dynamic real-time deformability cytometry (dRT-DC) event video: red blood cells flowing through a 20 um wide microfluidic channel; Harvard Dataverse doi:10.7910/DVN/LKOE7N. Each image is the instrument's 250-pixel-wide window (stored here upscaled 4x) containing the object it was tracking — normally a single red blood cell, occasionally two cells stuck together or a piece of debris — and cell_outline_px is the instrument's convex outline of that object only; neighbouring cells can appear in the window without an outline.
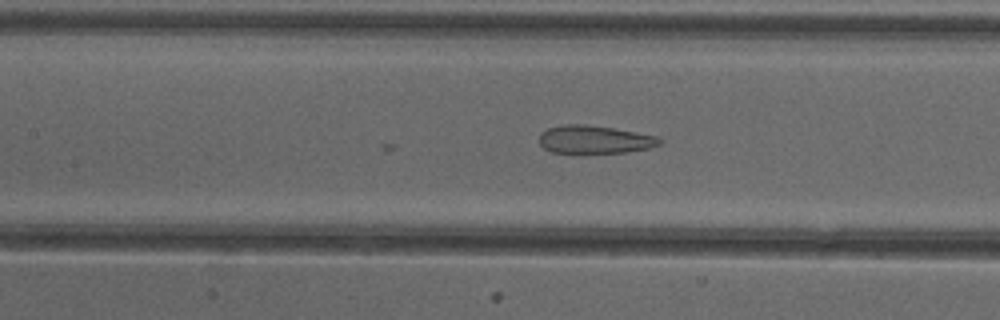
{"species": "common noctule bat (a hibernating species)", "species_latin": "Nyctalus noctula", "temperature_condition": "cold", "stored_images_in_passage": 26, "camera_frame_rate_fps": 3000, "um_per_image_px": 0.085, "animal": {"sex": "female"}, "frame": {"image": 1, "passage_image": 22, "time_ms": 7.0, "image_size_px": [1000, 320], "cell_outline_px": [[664, 140], [660, 144], [648, 148], [624, 152], [552, 152], [544, 148], [540, 144], [540, 132], [548, 128], [564, 124], [584, 124], [612, 128], [660, 136]], "centroid_in_image_um": [50.56, 11.84], "position_along_channel_um": 156.8, "area_um2": 19.48}}
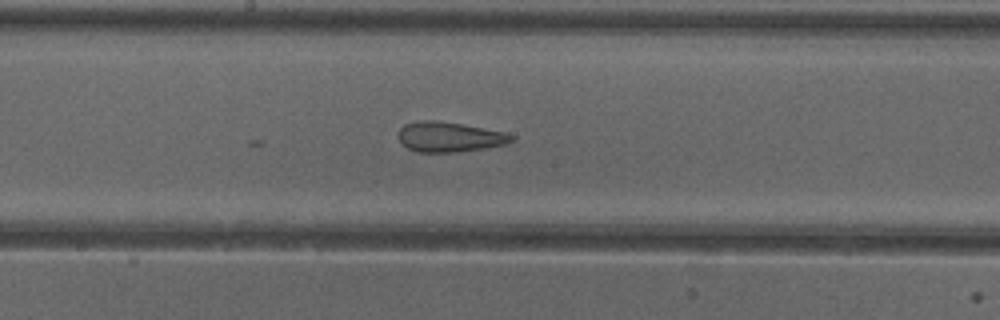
{"frame": {"image": 2, "passage_image": 26, "time_ms": 8.333, "image_size_px": [1000, 320], "cell_outline_px": [[516, 140], [504, 144], [484, 148], [456, 152], [416, 152], [400, 144], [396, 136], [396, 132], [404, 124], [416, 120], [436, 120], [508, 132], [516, 136]], "centroid_in_image_um": [38.16, 11.63], "position_along_channel_um": 210.0, "area_um2": 20.23}}